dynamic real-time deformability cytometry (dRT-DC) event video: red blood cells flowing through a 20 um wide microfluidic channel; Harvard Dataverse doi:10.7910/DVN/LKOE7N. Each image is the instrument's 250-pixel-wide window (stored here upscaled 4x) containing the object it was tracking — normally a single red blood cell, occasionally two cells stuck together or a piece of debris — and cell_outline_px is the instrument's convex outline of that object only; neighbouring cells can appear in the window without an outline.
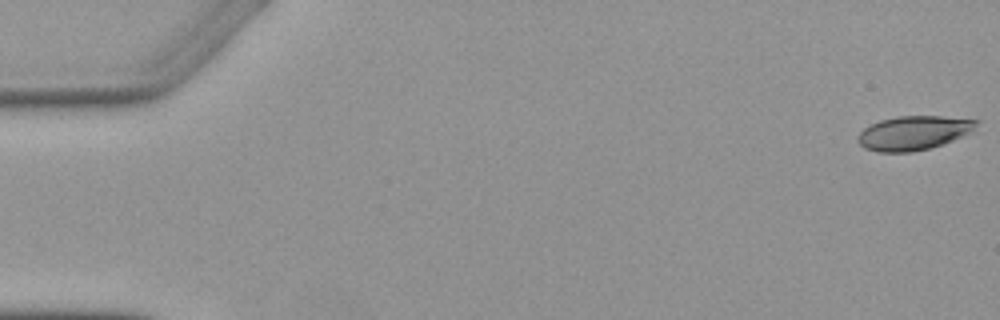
{"species": "Egyptian fruit bat (a non-hibernating species)", "species_latin": "Rousettus aegyptiacus", "temperature_condition": "warm", "stored_images_in_passage": 6, "segment_of_instrument_passage": [1, 2], "camera_frame_rate_fps": 3000, "um_per_image_px": 0.085, "animal": {"sex": "female"}, "frame": {"image": 1, "passage_image": 1, "time_ms": 0.0, "image_size_px": [1000, 320], "cell_outline_px": [[980, 120], [972, 132], [944, 144], [912, 152], [876, 152], [864, 148], [856, 140], [856, 136], [864, 128], [880, 120], [896, 116], [940, 116]], "centroid_in_image_um": [77.64, 11.3], "position_along_channel_um": 7.4, "area_um2": 23.7}}
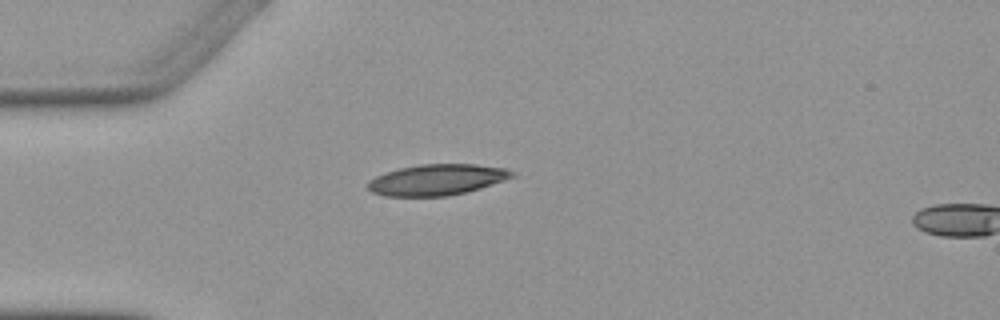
{"frame": {"image": 2, "passage_image": 5, "time_ms": 4.667, "image_size_px": [1000, 320], "cell_outline_px": [[516, 176], [480, 188], [448, 196], [384, 196], [372, 192], [368, 188], [368, 180], [376, 176], [400, 168], [420, 164], [476, 164], [508, 168], [516, 172]], "centroid_in_image_um": [37.18, 15.27], "position_along_channel_um": 47.8, "area_um2": 26.01}}